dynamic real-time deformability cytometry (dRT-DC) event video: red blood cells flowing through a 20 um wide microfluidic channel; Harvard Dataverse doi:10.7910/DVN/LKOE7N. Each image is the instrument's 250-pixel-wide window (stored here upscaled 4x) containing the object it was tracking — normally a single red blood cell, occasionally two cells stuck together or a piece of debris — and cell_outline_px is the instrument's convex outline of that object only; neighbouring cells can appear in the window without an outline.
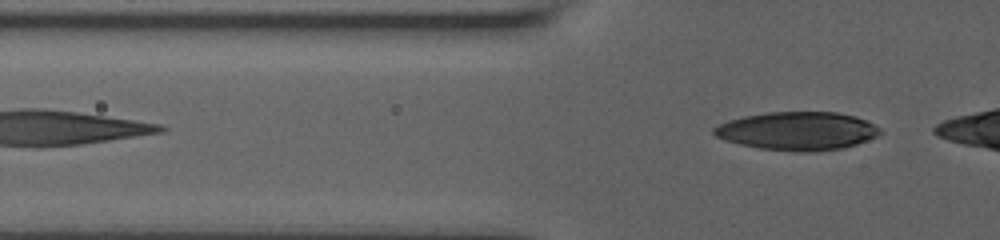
{"species": "human", "species_latin": "Homo sapiens", "temperature_condition": "room temperature", "stored_images_in_passage": 3, "segment_of_instrument_passage": [2, 2], "camera_frame_rate_fps": 3000, "um_per_image_px": 0.085, "donor": {"sex": "male"}, "frame": {"image": 1, "passage_image": 3, "time_ms": 2.0, "image_size_px": [1000, 240], "cell_outline_px": [[880, 132], [876, 136], [868, 140], [844, 148], [808, 152], [796, 152], [760, 148], [740, 144], [724, 140], [716, 136], [712, 132], [712, 128], [728, 120], [744, 116], [768, 112], [836, 112], [856, 116], [868, 120], [880, 128]], "centroid_in_image_um": [67.79, 11.13], "position_along_channel_um": 58.0, "area_um2": 37.17}}